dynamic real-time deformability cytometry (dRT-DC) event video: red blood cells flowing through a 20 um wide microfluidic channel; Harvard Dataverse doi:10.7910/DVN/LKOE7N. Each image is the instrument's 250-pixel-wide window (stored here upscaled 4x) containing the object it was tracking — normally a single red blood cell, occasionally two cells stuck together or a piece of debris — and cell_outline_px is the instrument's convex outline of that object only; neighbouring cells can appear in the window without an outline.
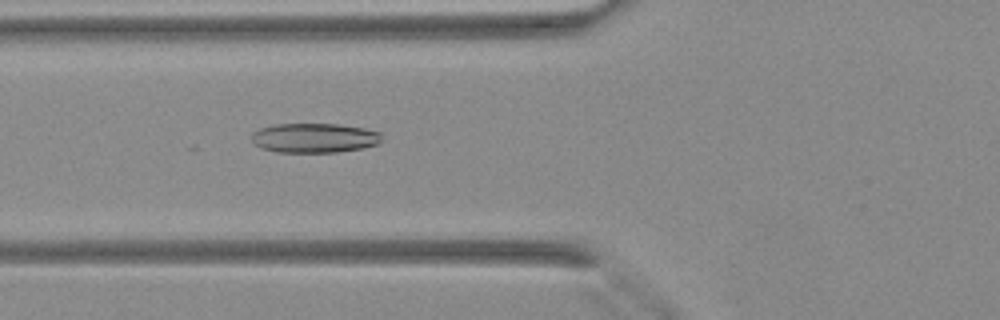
{"species": "Egyptian fruit bat (a non-hibernating species)", "species_latin": "Rousettus aegyptiacus", "temperature_condition": "warm", "stored_images_in_passage": 40, "camera_frame_rate_fps": 3000, "um_per_image_px": 0.085, "animal": {"sex": "female"}, "frame": {"image": 1, "passage_image": 14, "time_ms": 4.333, "image_size_px": [1000, 320], "cell_outline_px": [[380, 140], [376, 144], [364, 148], [336, 152], [276, 152], [264, 148], [256, 144], [252, 140], [252, 132], [260, 128], [276, 124], [340, 124], [364, 128], [380, 132]], "centroid_in_image_um": [26.72, 11.72], "position_along_channel_um": 99.1, "area_um2": 22.25}}
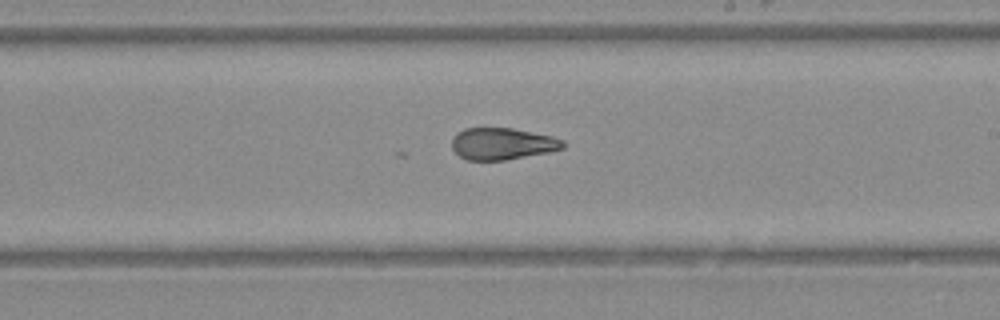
{"frame": {"image": 2, "passage_image": 23, "time_ms": 7.333, "image_size_px": [1000, 320], "cell_outline_px": [[564, 148], [548, 152], [504, 160], [468, 160], [460, 156], [452, 148], [452, 140], [464, 128], [512, 128], [552, 136], [564, 140]], "centroid_in_image_um": [42.72, 12.22], "position_along_channel_um": 246.3, "area_um2": 20.35}}
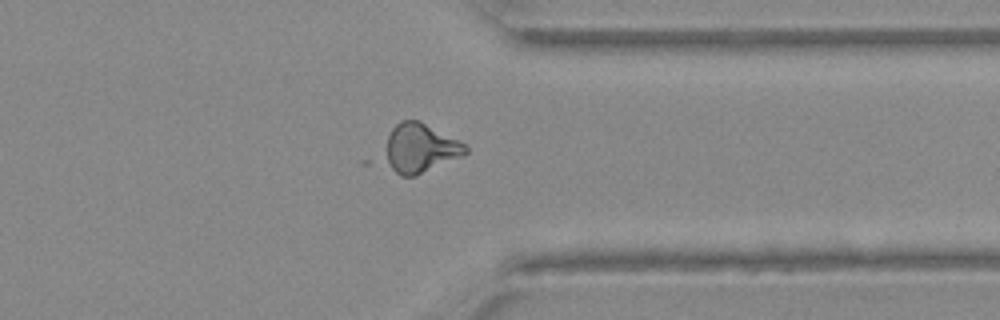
{"frame": {"image": 3, "passage_image": 31, "time_ms": 10.0, "image_size_px": [1000, 320], "cell_outline_px": [[468, 152], [460, 156], [416, 176], [400, 176], [384, 160], [388, 136], [392, 128], [400, 120], [420, 120], [464, 144], [468, 148]], "centroid_in_image_um": [35.67, 12.58], "position_along_channel_um": 375.7, "area_um2": 22.66}}